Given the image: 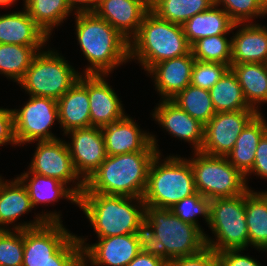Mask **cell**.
Masks as SVG:
<instances>
[{
	"label": "cell",
	"mask_w": 267,
	"mask_h": 266,
	"mask_svg": "<svg viewBox=\"0 0 267 266\" xmlns=\"http://www.w3.org/2000/svg\"><path fill=\"white\" fill-rule=\"evenodd\" d=\"M25 3V0H23ZM17 2V0H0V7H6L8 8V6L14 5L13 3Z\"/></svg>",
	"instance_id": "cell-48"
},
{
	"label": "cell",
	"mask_w": 267,
	"mask_h": 266,
	"mask_svg": "<svg viewBox=\"0 0 267 266\" xmlns=\"http://www.w3.org/2000/svg\"><path fill=\"white\" fill-rule=\"evenodd\" d=\"M37 53L31 46L0 44V74L18 85Z\"/></svg>",
	"instance_id": "cell-34"
},
{
	"label": "cell",
	"mask_w": 267,
	"mask_h": 266,
	"mask_svg": "<svg viewBox=\"0 0 267 266\" xmlns=\"http://www.w3.org/2000/svg\"><path fill=\"white\" fill-rule=\"evenodd\" d=\"M29 165V171L26 172L55 178L66 185L72 182L71 190L78 197L85 188V182L74 169L66 141L60 138L38 141Z\"/></svg>",
	"instance_id": "cell-12"
},
{
	"label": "cell",
	"mask_w": 267,
	"mask_h": 266,
	"mask_svg": "<svg viewBox=\"0 0 267 266\" xmlns=\"http://www.w3.org/2000/svg\"><path fill=\"white\" fill-rule=\"evenodd\" d=\"M245 216V193L212 199L208 226L216 240L204 234L206 247L217 253L248 248L249 234Z\"/></svg>",
	"instance_id": "cell-7"
},
{
	"label": "cell",
	"mask_w": 267,
	"mask_h": 266,
	"mask_svg": "<svg viewBox=\"0 0 267 266\" xmlns=\"http://www.w3.org/2000/svg\"><path fill=\"white\" fill-rule=\"evenodd\" d=\"M167 266H222L218 253L206 247L201 252L185 257H177Z\"/></svg>",
	"instance_id": "cell-41"
},
{
	"label": "cell",
	"mask_w": 267,
	"mask_h": 266,
	"mask_svg": "<svg viewBox=\"0 0 267 266\" xmlns=\"http://www.w3.org/2000/svg\"><path fill=\"white\" fill-rule=\"evenodd\" d=\"M261 250H263V251H266L267 252V245L266 246H264Z\"/></svg>",
	"instance_id": "cell-49"
},
{
	"label": "cell",
	"mask_w": 267,
	"mask_h": 266,
	"mask_svg": "<svg viewBox=\"0 0 267 266\" xmlns=\"http://www.w3.org/2000/svg\"><path fill=\"white\" fill-rule=\"evenodd\" d=\"M214 5H222L235 23H253L252 19L267 15V0H214Z\"/></svg>",
	"instance_id": "cell-37"
},
{
	"label": "cell",
	"mask_w": 267,
	"mask_h": 266,
	"mask_svg": "<svg viewBox=\"0 0 267 266\" xmlns=\"http://www.w3.org/2000/svg\"><path fill=\"white\" fill-rule=\"evenodd\" d=\"M127 115V116H126ZM122 119L101 128L107 156L139 151H157V139L142 131L136 121L126 114Z\"/></svg>",
	"instance_id": "cell-16"
},
{
	"label": "cell",
	"mask_w": 267,
	"mask_h": 266,
	"mask_svg": "<svg viewBox=\"0 0 267 266\" xmlns=\"http://www.w3.org/2000/svg\"><path fill=\"white\" fill-rule=\"evenodd\" d=\"M216 112H232L251 109L246 102L236 75L229 69L209 90Z\"/></svg>",
	"instance_id": "cell-31"
},
{
	"label": "cell",
	"mask_w": 267,
	"mask_h": 266,
	"mask_svg": "<svg viewBox=\"0 0 267 266\" xmlns=\"http://www.w3.org/2000/svg\"><path fill=\"white\" fill-rule=\"evenodd\" d=\"M190 51L182 25L163 20L151 10L129 41L130 61L138 60L145 71L161 61L184 56Z\"/></svg>",
	"instance_id": "cell-4"
},
{
	"label": "cell",
	"mask_w": 267,
	"mask_h": 266,
	"mask_svg": "<svg viewBox=\"0 0 267 266\" xmlns=\"http://www.w3.org/2000/svg\"><path fill=\"white\" fill-rule=\"evenodd\" d=\"M235 22L223 8L213 5L210 9L196 14L183 25L187 42L192 46L201 38L227 35L234 30Z\"/></svg>",
	"instance_id": "cell-26"
},
{
	"label": "cell",
	"mask_w": 267,
	"mask_h": 266,
	"mask_svg": "<svg viewBox=\"0 0 267 266\" xmlns=\"http://www.w3.org/2000/svg\"><path fill=\"white\" fill-rule=\"evenodd\" d=\"M171 100L204 126L216 113L209 90L191 84Z\"/></svg>",
	"instance_id": "cell-35"
},
{
	"label": "cell",
	"mask_w": 267,
	"mask_h": 266,
	"mask_svg": "<svg viewBox=\"0 0 267 266\" xmlns=\"http://www.w3.org/2000/svg\"><path fill=\"white\" fill-rule=\"evenodd\" d=\"M168 262L160 257L139 252L127 266H167Z\"/></svg>",
	"instance_id": "cell-45"
},
{
	"label": "cell",
	"mask_w": 267,
	"mask_h": 266,
	"mask_svg": "<svg viewBox=\"0 0 267 266\" xmlns=\"http://www.w3.org/2000/svg\"><path fill=\"white\" fill-rule=\"evenodd\" d=\"M45 266H84V262H49Z\"/></svg>",
	"instance_id": "cell-47"
},
{
	"label": "cell",
	"mask_w": 267,
	"mask_h": 266,
	"mask_svg": "<svg viewBox=\"0 0 267 266\" xmlns=\"http://www.w3.org/2000/svg\"><path fill=\"white\" fill-rule=\"evenodd\" d=\"M152 117L171 136L193 145L192 152L200 151L204 142V125L191 117L172 100H160Z\"/></svg>",
	"instance_id": "cell-17"
},
{
	"label": "cell",
	"mask_w": 267,
	"mask_h": 266,
	"mask_svg": "<svg viewBox=\"0 0 267 266\" xmlns=\"http://www.w3.org/2000/svg\"><path fill=\"white\" fill-rule=\"evenodd\" d=\"M149 10L150 0H101L94 13L130 41Z\"/></svg>",
	"instance_id": "cell-18"
},
{
	"label": "cell",
	"mask_w": 267,
	"mask_h": 266,
	"mask_svg": "<svg viewBox=\"0 0 267 266\" xmlns=\"http://www.w3.org/2000/svg\"><path fill=\"white\" fill-rule=\"evenodd\" d=\"M23 5L49 38L54 27L61 25L72 13L67 0H25Z\"/></svg>",
	"instance_id": "cell-32"
},
{
	"label": "cell",
	"mask_w": 267,
	"mask_h": 266,
	"mask_svg": "<svg viewBox=\"0 0 267 266\" xmlns=\"http://www.w3.org/2000/svg\"><path fill=\"white\" fill-rule=\"evenodd\" d=\"M135 235L140 252L165 260V245L158 240L152 224L146 218L139 223Z\"/></svg>",
	"instance_id": "cell-40"
},
{
	"label": "cell",
	"mask_w": 267,
	"mask_h": 266,
	"mask_svg": "<svg viewBox=\"0 0 267 266\" xmlns=\"http://www.w3.org/2000/svg\"><path fill=\"white\" fill-rule=\"evenodd\" d=\"M33 221L13 225L14 229H0V266H22L24 257V229L46 222H63L59 212H42ZM12 231V232H11Z\"/></svg>",
	"instance_id": "cell-24"
},
{
	"label": "cell",
	"mask_w": 267,
	"mask_h": 266,
	"mask_svg": "<svg viewBox=\"0 0 267 266\" xmlns=\"http://www.w3.org/2000/svg\"><path fill=\"white\" fill-rule=\"evenodd\" d=\"M262 115V113L257 114L245 126L237 137L232 151L226 156L243 176L251 171L259 141L267 133V120Z\"/></svg>",
	"instance_id": "cell-25"
},
{
	"label": "cell",
	"mask_w": 267,
	"mask_h": 266,
	"mask_svg": "<svg viewBox=\"0 0 267 266\" xmlns=\"http://www.w3.org/2000/svg\"><path fill=\"white\" fill-rule=\"evenodd\" d=\"M230 69L236 75L249 107L261 113L259 105L267 103V64H231Z\"/></svg>",
	"instance_id": "cell-27"
},
{
	"label": "cell",
	"mask_w": 267,
	"mask_h": 266,
	"mask_svg": "<svg viewBox=\"0 0 267 266\" xmlns=\"http://www.w3.org/2000/svg\"><path fill=\"white\" fill-rule=\"evenodd\" d=\"M229 69L228 64L195 60L190 84L210 90Z\"/></svg>",
	"instance_id": "cell-39"
},
{
	"label": "cell",
	"mask_w": 267,
	"mask_h": 266,
	"mask_svg": "<svg viewBox=\"0 0 267 266\" xmlns=\"http://www.w3.org/2000/svg\"><path fill=\"white\" fill-rule=\"evenodd\" d=\"M23 8L22 11L0 15V44L31 46L40 52L50 38Z\"/></svg>",
	"instance_id": "cell-21"
},
{
	"label": "cell",
	"mask_w": 267,
	"mask_h": 266,
	"mask_svg": "<svg viewBox=\"0 0 267 266\" xmlns=\"http://www.w3.org/2000/svg\"><path fill=\"white\" fill-rule=\"evenodd\" d=\"M216 35L201 38L191 46L195 60L202 62H219L231 66L232 38Z\"/></svg>",
	"instance_id": "cell-36"
},
{
	"label": "cell",
	"mask_w": 267,
	"mask_h": 266,
	"mask_svg": "<svg viewBox=\"0 0 267 266\" xmlns=\"http://www.w3.org/2000/svg\"><path fill=\"white\" fill-rule=\"evenodd\" d=\"M78 45L88 60L83 74L110 73L129 59V41L94 12L75 13Z\"/></svg>",
	"instance_id": "cell-1"
},
{
	"label": "cell",
	"mask_w": 267,
	"mask_h": 266,
	"mask_svg": "<svg viewBox=\"0 0 267 266\" xmlns=\"http://www.w3.org/2000/svg\"><path fill=\"white\" fill-rule=\"evenodd\" d=\"M29 96L23 107L19 110L12 109L17 144L20 146L35 141L58 139L50 130L55 121L59 120L57 101L46 97Z\"/></svg>",
	"instance_id": "cell-11"
},
{
	"label": "cell",
	"mask_w": 267,
	"mask_h": 266,
	"mask_svg": "<svg viewBox=\"0 0 267 266\" xmlns=\"http://www.w3.org/2000/svg\"><path fill=\"white\" fill-rule=\"evenodd\" d=\"M252 173L258 175V177L260 176V178L267 179V133L259 141L255 152V161L253 167L245 176V179H248L249 175Z\"/></svg>",
	"instance_id": "cell-44"
},
{
	"label": "cell",
	"mask_w": 267,
	"mask_h": 266,
	"mask_svg": "<svg viewBox=\"0 0 267 266\" xmlns=\"http://www.w3.org/2000/svg\"><path fill=\"white\" fill-rule=\"evenodd\" d=\"M246 223L249 246L261 250L267 245V192H245Z\"/></svg>",
	"instance_id": "cell-30"
},
{
	"label": "cell",
	"mask_w": 267,
	"mask_h": 266,
	"mask_svg": "<svg viewBox=\"0 0 267 266\" xmlns=\"http://www.w3.org/2000/svg\"><path fill=\"white\" fill-rule=\"evenodd\" d=\"M84 253V266H127L138 254L135 233L98 238L97 243L88 244L86 238L77 236ZM86 262V263H85Z\"/></svg>",
	"instance_id": "cell-15"
},
{
	"label": "cell",
	"mask_w": 267,
	"mask_h": 266,
	"mask_svg": "<svg viewBox=\"0 0 267 266\" xmlns=\"http://www.w3.org/2000/svg\"><path fill=\"white\" fill-rule=\"evenodd\" d=\"M18 145L14 132V117L12 109L0 108V146Z\"/></svg>",
	"instance_id": "cell-42"
},
{
	"label": "cell",
	"mask_w": 267,
	"mask_h": 266,
	"mask_svg": "<svg viewBox=\"0 0 267 266\" xmlns=\"http://www.w3.org/2000/svg\"><path fill=\"white\" fill-rule=\"evenodd\" d=\"M66 142L76 173L86 182L107 157L101 128L90 126L68 131Z\"/></svg>",
	"instance_id": "cell-14"
},
{
	"label": "cell",
	"mask_w": 267,
	"mask_h": 266,
	"mask_svg": "<svg viewBox=\"0 0 267 266\" xmlns=\"http://www.w3.org/2000/svg\"><path fill=\"white\" fill-rule=\"evenodd\" d=\"M88 74V98L91 126L102 128L125 116L123 104L105 77Z\"/></svg>",
	"instance_id": "cell-19"
},
{
	"label": "cell",
	"mask_w": 267,
	"mask_h": 266,
	"mask_svg": "<svg viewBox=\"0 0 267 266\" xmlns=\"http://www.w3.org/2000/svg\"><path fill=\"white\" fill-rule=\"evenodd\" d=\"M49 262H84V253L77 235L62 222L24 229L22 266H45Z\"/></svg>",
	"instance_id": "cell-6"
},
{
	"label": "cell",
	"mask_w": 267,
	"mask_h": 266,
	"mask_svg": "<svg viewBox=\"0 0 267 266\" xmlns=\"http://www.w3.org/2000/svg\"><path fill=\"white\" fill-rule=\"evenodd\" d=\"M194 62L190 51L184 56L161 61L147 71L154 79L155 89L162 100H171L190 85Z\"/></svg>",
	"instance_id": "cell-20"
},
{
	"label": "cell",
	"mask_w": 267,
	"mask_h": 266,
	"mask_svg": "<svg viewBox=\"0 0 267 266\" xmlns=\"http://www.w3.org/2000/svg\"><path fill=\"white\" fill-rule=\"evenodd\" d=\"M257 114L255 110L216 112L204 126V142L200 152L226 157L235 146L239 134Z\"/></svg>",
	"instance_id": "cell-13"
},
{
	"label": "cell",
	"mask_w": 267,
	"mask_h": 266,
	"mask_svg": "<svg viewBox=\"0 0 267 266\" xmlns=\"http://www.w3.org/2000/svg\"><path fill=\"white\" fill-rule=\"evenodd\" d=\"M145 218L158 240L165 245V261L192 256L206 248L204 234L197 226L179 219L171 209L145 205Z\"/></svg>",
	"instance_id": "cell-10"
},
{
	"label": "cell",
	"mask_w": 267,
	"mask_h": 266,
	"mask_svg": "<svg viewBox=\"0 0 267 266\" xmlns=\"http://www.w3.org/2000/svg\"><path fill=\"white\" fill-rule=\"evenodd\" d=\"M210 201V199L196 192L177 202L170 209L179 219L197 226L204 233L203 228L198 223L197 215L202 216L207 224L209 223Z\"/></svg>",
	"instance_id": "cell-38"
},
{
	"label": "cell",
	"mask_w": 267,
	"mask_h": 266,
	"mask_svg": "<svg viewBox=\"0 0 267 266\" xmlns=\"http://www.w3.org/2000/svg\"><path fill=\"white\" fill-rule=\"evenodd\" d=\"M196 192L194 173L188 159L169 155L162 160L161 153L156 154L149 167L142 197L145 205L170 209Z\"/></svg>",
	"instance_id": "cell-5"
},
{
	"label": "cell",
	"mask_w": 267,
	"mask_h": 266,
	"mask_svg": "<svg viewBox=\"0 0 267 266\" xmlns=\"http://www.w3.org/2000/svg\"><path fill=\"white\" fill-rule=\"evenodd\" d=\"M157 151H139L107 156L85 182L82 193H100L142 198L150 164Z\"/></svg>",
	"instance_id": "cell-2"
},
{
	"label": "cell",
	"mask_w": 267,
	"mask_h": 266,
	"mask_svg": "<svg viewBox=\"0 0 267 266\" xmlns=\"http://www.w3.org/2000/svg\"><path fill=\"white\" fill-rule=\"evenodd\" d=\"M193 157L188 161L194 173L195 188L207 199L239 196L249 189L248 180L227 157L210 156L200 151L194 152Z\"/></svg>",
	"instance_id": "cell-9"
},
{
	"label": "cell",
	"mask_w": 267,
	"mask_h": 266,
	"mask_svg": "<svg viewBox=\"0 0 267 266\" xmlns=\"http://www.w3.org/2000/svg\"><path fill=\"white\" fill-rule=\"evenodd\" d=\"M17 177L25 185L34 208L39 204H50L63 198L78 205L79 197L71 190L70 186L55 178L41 176L32 172H24Z\"/></svg>",
	"instance_id": "cell-28"
},
{
	"label": "cell",
	"mask_w": 267,
	"mask_h": 266,
	"mask_svg": "<svg viewBox=\"0 0 267 266\" xmlns=\"http://www.w3.org/2000/svg\"><path fill=\"white\" fill-rule=\"evenodd\" d=\"M238 27V31L231 37V64H267V26L259 23H235L233 28Z\"/></svg>",
	"instance_id": "cell-23"
},
{
	"label": "cell",
	"mask_w": 267,
	"mask_h": 266,
	"mask_svg": "<svg viewBox=\"0 0 267 266\" xmlns=\"http://www.w3.org/2000/svg\"><path fill=\"white\" fill-rule=\"evenodd\" d=\"M77 206L88 218L97 238L134 234L145 218V203L137 197L81 193Z\"/></svg>",
	"instance_id": "cell-3"
},
{
	"label": "cell",
	"mask_w": 267,
	"mask_h": 266,
	"mask_svg": "<svg viewBox=\"0 0 267 266\" xmlns=\"http://www.w3.org/2000/svg\"><path fill=\"white\" fill-rule=\"evenodd\" d=\"M81 74L57 51L42 50L34 56L18 84L31 96L57 101L78 81Z\"/></svg>",
	"instance_id": "cell-8"
},
{
	"label": "cell",
	"mask_w": 267,
	"mask_h": 266,
	"mask_svg": "<svg viewBox=\"0 0 267 266\" xmlns=\"http://www.w3.org/2000/svg\"><path fill=\"white\" fill-rule=\"evenodd\" d=\"M33 208L28 191L18 177L4 181L0 176V229L8 230V224L12 225Z\"/></svg>",
	"instance_id": "cell-29"
},
{
	"label": "cell",
	"mask_w": 267,
	"mask_h": 266,
	"mask_svg": "<svg viewBox=\"0 0 267 266\" xmlns=\"http://www.w3.org/2000/svg\"><path fill=\"white\" fill-rule=\"evenodd\" d=\"M58 124L68 131L91 126L88 98V74H81L78 81L58 100Z\"/></svg>",
	"instance_id": "cell-22"
},
{
	"label": "cell",
	"mask_w": 267,
	"mask_h": 266,
	"mask_svg": "<svg viewBox=\"0 0 267 266\" xmlns=\"http://www.w3.org/2000/svg\"><path fill=\"white\" fill-rule=\"evenodd\" d=\"M213 5L214 0H150L153 13L163 20L180 25Z\"/></svg>",
	"instance_id": "cell-33"
},
{
	"label": "cell",
	"mask_w": 267,
	"mask_h": 266,
	"mask_svg": "<svg viewBox=\"0 0 267 266\" xmlns=\"http://www.w3.org/2000/svg\"><path fill=\"white\" fill-rule=\"evenodd\" d=\"M72 11L75 13L94 12L97 3L95 0H67ZM74 9V10H73Z\"/></svg>",
	"instance_id": "cell-46"
},
{
	"label": "cell",
	"mask_w": 267,
	"mask_h": 266,
	"mask_svg": "<svg viewBox=\"0 0 267 266\" xmlns=\"http://www.w3.org/2000/svg\"><path fill=\"white\" fill-rule=\"evenodd\" d=\"M241 251L244 250H227L218 252V256L221 261L222 266H261L260 262L258 263L252 257L243 255Z\"/></svg>",
	"instance_id": "cell-43"
}]
</instances>
